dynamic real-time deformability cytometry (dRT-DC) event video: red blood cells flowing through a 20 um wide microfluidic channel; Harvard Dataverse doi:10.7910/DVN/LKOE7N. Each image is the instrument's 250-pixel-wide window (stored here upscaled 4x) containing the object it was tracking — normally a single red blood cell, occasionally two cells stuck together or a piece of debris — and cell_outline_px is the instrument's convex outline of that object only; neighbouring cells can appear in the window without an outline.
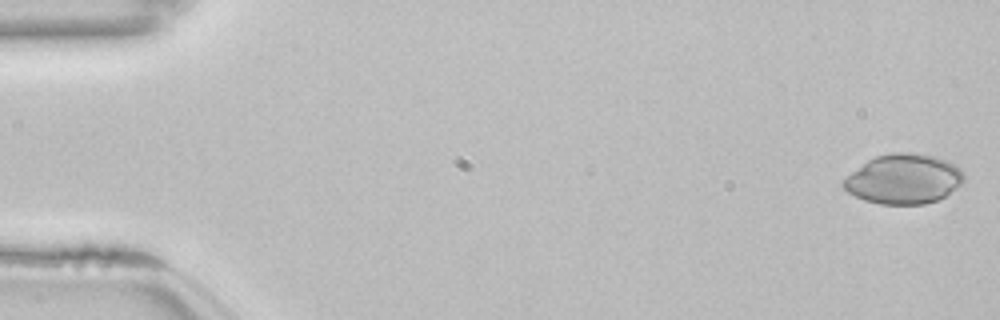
{"species": "common noctule bat (a hibernating species)", "species_latin": "Nyctalus noctula", "temperature_condition": "room temperature", "stored_images_in_passage": 48, "camera_frame_rate_fps": 3000, "um_per_image_px": 0.085, "animal": {"sex": "female", "body_mass_g": 22.7, "forearm_length_mm": 54.2}, "frame": {"image": 1, "passage_image": 1, "time_ms": 0.0, "image_size_px": [1000, 320], "cell_outline_px": [[964, 180], [960, 184], [944, 196], [936, 200], [924, 204], [880, 204], [864, 200], [848, 192], [840, 184], [852, 172], [868, 160], [876, 156], [892, 152], [912, 152], [936, 156], [948, 160], [956, 164], [960, 168], [964, 176]], "centroid_in_image_um": [76.82, 15.2], "position_along_channel_um": 8.2, "area_um2": 34.85}}